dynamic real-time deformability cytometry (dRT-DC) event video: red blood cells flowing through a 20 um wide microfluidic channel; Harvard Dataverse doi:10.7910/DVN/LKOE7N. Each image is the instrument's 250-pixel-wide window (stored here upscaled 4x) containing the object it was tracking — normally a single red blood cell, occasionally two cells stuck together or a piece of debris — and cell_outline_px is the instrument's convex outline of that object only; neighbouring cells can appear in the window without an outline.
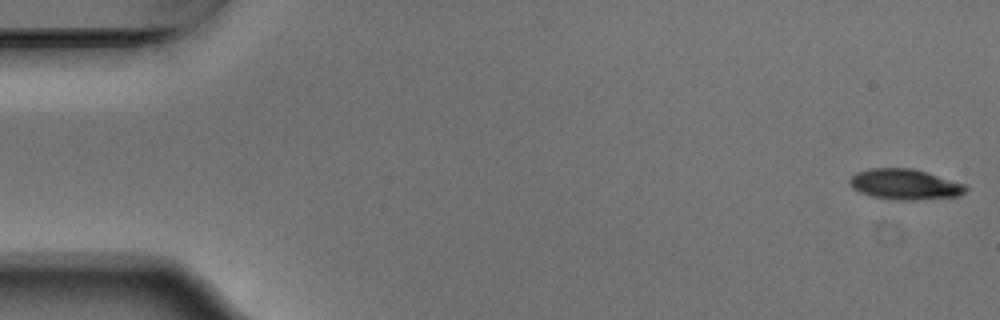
{"species": "Egyptian fruit bat (a non-hibernating species)", "species_latin": "Rousettus aegyptiacus", "temperature_condition": "warm", "stored_images_in_passage": 15, "camera_frame_rate_fps": 3000, "um_per_image_px": 0.085, "animal": {"sex": "male"}, "frame": {"image": 1, "passage_image": 1, "time_ms": 0.0, "image_size_px": [1000, 320], "cell_outline_px": [[968, 188], [960, 196], [916, 200], [896, 200], [872, 196], [860, 192], [852, 188], [848, 184], [848, 180], [856, 172], [872, 168], [912, 168], [968, 184]], "centroid_in_image_um": [76.93, 15.67], "position_along_channel_um": 8.1, "area_um2": 20.87}}
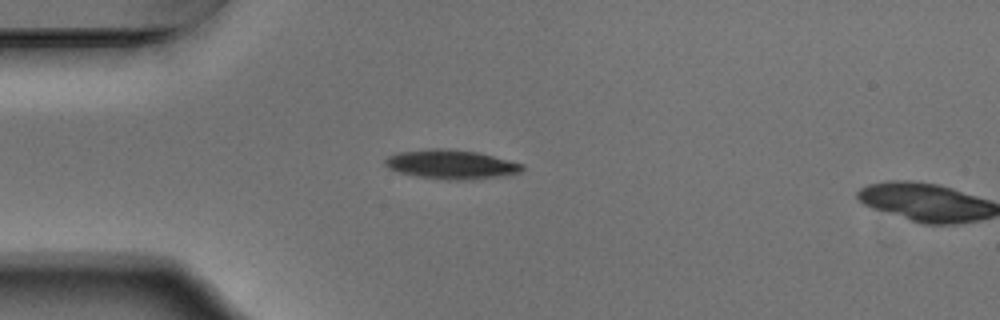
{"frame": {"image": 2, "passage_image": 14, "time_ms": 4.333, "image_size_px": [1000, 320], "cell_outline_px": [[524, 168], [520, 172], [508, 176], [420, 176], [400, 172], [388, 168], [384, 164], [384, 160], [388, 156], [400, 152], [428, 148], [448, 148], [476, 152], [524, 164]], "centroid_in_image_um": [38.32, 13.89], "position_along_channel_um": 46.7, "area_um2": 21.79}}